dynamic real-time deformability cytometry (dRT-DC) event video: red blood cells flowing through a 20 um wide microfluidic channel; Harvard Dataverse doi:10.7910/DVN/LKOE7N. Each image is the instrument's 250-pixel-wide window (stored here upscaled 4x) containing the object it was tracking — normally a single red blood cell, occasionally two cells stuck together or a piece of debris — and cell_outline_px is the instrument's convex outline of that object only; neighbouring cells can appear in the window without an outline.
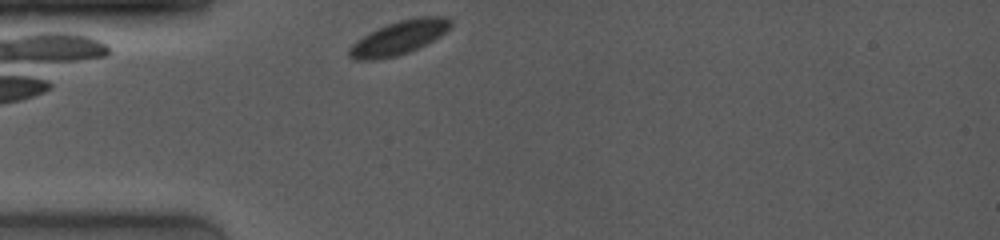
{"species": "common noctule bat (a hibernating species)", "species_latin": "Nyctalus noctula", "temperature_condition": "room temperature", "stored_images_in_passage": 4, "camera_frame_rate_fps": 4000, "um_per_image_px": 0.085, "animal": {"sex": "female", "body_mass_g": 19.0, "forearm_length_mm": 53.3}, "frame": {"image": 1, "passage_image": 1, "time_ms": 0.0, "image_size_px": [1000, 240], "cell_outline_px": [[452, 24], [440, 36], [408, 52], [396, 56], [376, 60], [356, 60], [348, 56], [348, 48], [356, 40], [368, 32], [376, 28], [400, 20], [416, 16], [448, 16], [452, 20]], "centroid_in_image_um": [33.88, 3.19], "position_along_channel_um": 51.1, "area_um2": 20.0}}